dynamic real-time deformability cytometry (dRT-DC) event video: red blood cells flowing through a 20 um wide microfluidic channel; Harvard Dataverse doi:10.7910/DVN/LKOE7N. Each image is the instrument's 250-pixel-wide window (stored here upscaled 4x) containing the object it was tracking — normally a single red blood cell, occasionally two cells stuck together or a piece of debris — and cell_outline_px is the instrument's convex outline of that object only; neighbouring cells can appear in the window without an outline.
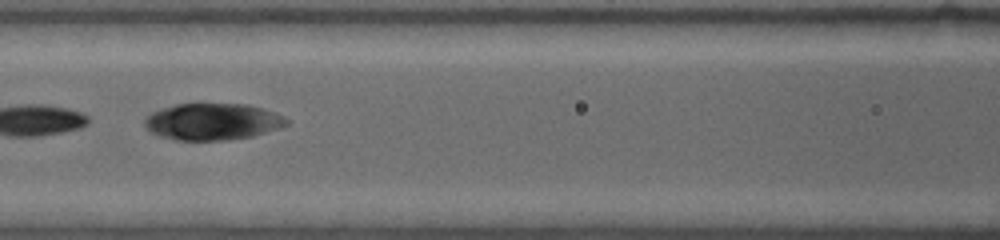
{"species": "common noctule bat (a hibernating species)", "species_latin": "Nyctalus noctula", "temperature_condition": "warm", "stored_images_in_passage": 8, "camera_frame_rate_fps": 4500, "um_per_image_px": 0.085, "animal": {"sex": "female", "body_mass_g": 19.0, "forearm_length_mm": 53.3}, "frame": {"image": 1, "passage_image": 5, "time_ms": 2.222, "image_size_px": [1000, 240], "cell_outline_px": [[288, 124], [280, 128], [252, 136], [228, 140], [176, 140], [160, 136], [152, 132], [144, 124], [144, 120], [152, 112], [160, 108], [176, 104], [248, 104], [264, 108], [276, 112], [284, 116], [288, 120]], "centroid_in_image_um": [18.1, 10.33], "position_along_channel_um": 148.5, "area_um2": 30.4}}